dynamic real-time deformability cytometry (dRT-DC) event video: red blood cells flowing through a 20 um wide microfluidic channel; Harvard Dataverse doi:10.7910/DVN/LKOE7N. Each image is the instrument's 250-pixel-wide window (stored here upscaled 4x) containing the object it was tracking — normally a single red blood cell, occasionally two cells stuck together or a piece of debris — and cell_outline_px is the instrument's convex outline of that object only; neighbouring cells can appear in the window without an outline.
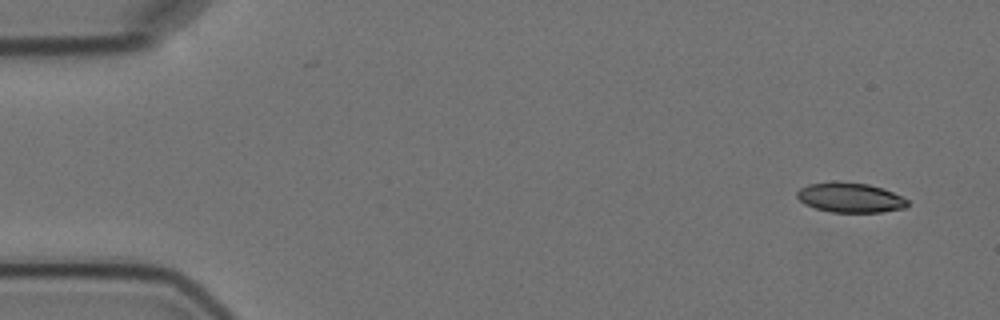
{"species": "Egyptian fruit bat (a non-hibernating species)", "species_latin": "Rousettus aegyptiacus", "temperature_condition": "cold", "stored_images_in_passage": 5, "camera_frame_rate_fps": 3000, "um_per_image_px": 0.085, "animal": {"sex": "female"}, "frame": {"image": 1, "passage_image": 1, "time_ms": 0.0, "image_size_px": [1000, 320], "cell_outline_px": [[908, 204], [904, 208], [880, 212], [832, 212], [816, 208], [804, 204], [796, 196], [796, 192], [800, 188], [808, 184], [868, 184], [892, 192], [908, 200]], "centroid_in_image_um": [72.26, 16.84], "position_along_channel_um": 12.7, "area_um2": 18.32}}
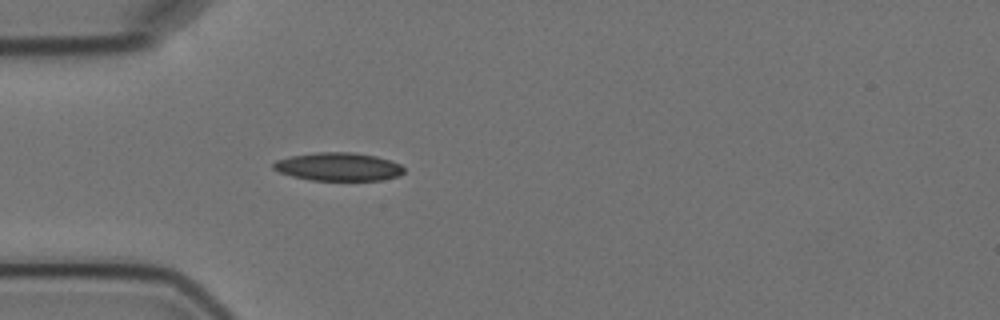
{"frame": {"image": 2, "passage_image": 5, "time_ms": 4.333, "image_size_px": [1000, 320], "cell_outline_px": [[404, 172], [400, 176], [384, 180], [308, 180], [292, 176], [280, 172], [272, 168], [272, 164], [276, 160], [288, 156], [316, 152], [352, 152], [376, 156], [400, 164], [404, 168]], "centroid_in_image_um": [28.75, 14.17], "position_along_channel_um": 56.3, "area_um2": 21.62}}